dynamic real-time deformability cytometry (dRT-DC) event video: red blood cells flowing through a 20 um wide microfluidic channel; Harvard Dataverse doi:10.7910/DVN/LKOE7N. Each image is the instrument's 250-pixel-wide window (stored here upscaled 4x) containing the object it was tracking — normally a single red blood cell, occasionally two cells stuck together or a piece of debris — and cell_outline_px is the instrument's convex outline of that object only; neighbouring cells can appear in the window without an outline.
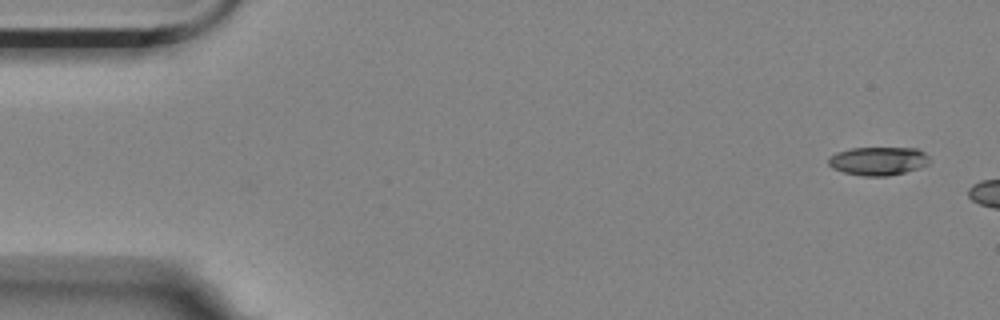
{"species": "Egyptian fruit bat (a non-hibernating species)", "species_latin": "Rousettus aegyptiacus", "temperature_condition": "room temperature", "stored_images_in_passage": 3, "camera_frame_rate_fps": 3000, "um_per_image_px": 0.085, "animal": {"sex": "female"}, "frame": {"image": 1, "passage_image": 1, "time_ms": 0.0, "image_size_px": [1000, 320], "cell_outline_px": [[928, 164], [904, 172], [888, 176], [864, 176], [844, 172], [832, 168], [828, 164], [828, 156], [836, 152], [852, 148], [916, 148], [924, 152], [928, 156]], "centroid_in_image_um": [74.6, 13.68], "position_along_channel_um": 10.4, "area_um2": 16.65}}